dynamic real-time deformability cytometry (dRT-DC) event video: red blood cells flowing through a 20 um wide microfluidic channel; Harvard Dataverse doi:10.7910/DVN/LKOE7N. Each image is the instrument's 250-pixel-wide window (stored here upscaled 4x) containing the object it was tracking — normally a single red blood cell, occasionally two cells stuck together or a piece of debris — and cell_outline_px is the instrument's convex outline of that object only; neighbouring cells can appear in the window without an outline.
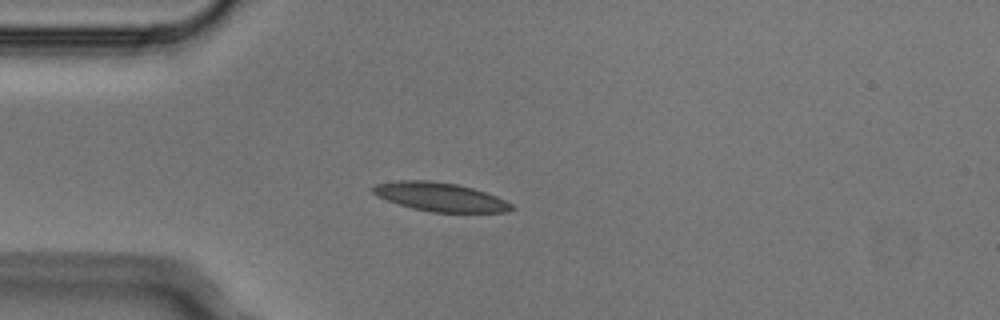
{"species": "Egyptian fruit bat (a non-hibernating species)", "species_latin": "Rousettus aegyptiacus", "temperature_condition": "cold", "stored_images_in_passage": 5, "camera_frame_rate_fps": 3000, "um_per_image_px": 0.085, "animal": {"sex": "male"}, "frame": {"image": 1, "passage_image": 4, "time_ms": 1.0, "image_size_px": [1000, 320], "cell_outline_px": [[516, 208], [508, 212], [432, 212], [412, 208], [376, 196], [372, 192], [372, 188], [376, 184], [400, 180], [428, 180], [456, 184], [472, 188], [496, 196], [512, 204]], "centroid_in_image_um": [37.42, 16.74], "position_along_channel_um": 47.6, "area_um2": 23.0}}